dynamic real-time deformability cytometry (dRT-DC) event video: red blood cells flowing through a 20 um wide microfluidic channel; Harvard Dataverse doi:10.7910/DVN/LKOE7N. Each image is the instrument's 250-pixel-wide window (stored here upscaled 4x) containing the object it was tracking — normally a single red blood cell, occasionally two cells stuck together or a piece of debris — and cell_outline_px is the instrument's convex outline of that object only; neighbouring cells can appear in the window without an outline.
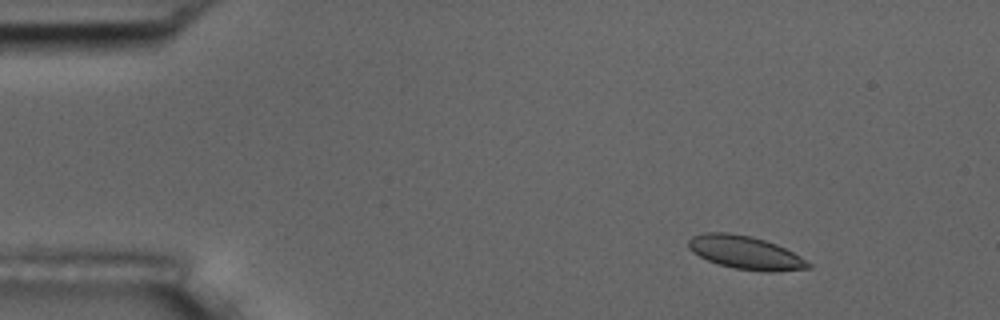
{"species": "common noctule bat (a hibernating species)", "species_latin": "Nyctalus noctula", "temperature_condition": "room temperature", "stored_images_in_passage": 5, "camera_frame_rate_fps": 3000, "um_per_image_px": 0.085, "animal": {"sex": "male", "body_mass_g": 17.5, "forearm_length_mm": 52.3}, "frame": {"image": 1, "passage_image": 3, "time_ms": 2.333, "image_size_px": [1000, 320], "cell_outline_px": [[812, 268], [772, 272], [764, 272], [736, 268], [716, 264], [692, 252], [688, 248], [688, 240], [692, 236], [704, 232], [728, 232], [752, 236], [776, 244], [800, 256], [812, 264]], "centroid_in_image_um": [63.35, 21.47], "position_along_channel_um": 21.7, "area_um2": 23.29}}